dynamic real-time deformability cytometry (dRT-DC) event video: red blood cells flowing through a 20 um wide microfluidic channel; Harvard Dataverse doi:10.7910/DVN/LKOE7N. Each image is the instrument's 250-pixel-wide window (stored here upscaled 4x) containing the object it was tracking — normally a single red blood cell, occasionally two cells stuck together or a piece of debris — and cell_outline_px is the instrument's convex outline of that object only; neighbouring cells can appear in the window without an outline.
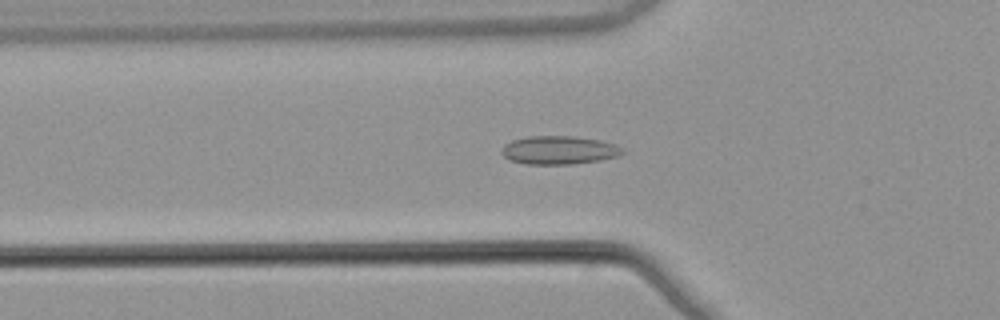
{"species": "common noctule bat (a hibernating species)", "species_latin": "Nyctalus noctula", "temperature_condition": "warm", "stored_images_in_passage": 54, "camera_frame_rate_fps": 3000, "um_per_image_px": 0.085, "animal": {"sex": "male", "body_mass_g": 21.5, "forearm_length_mm": 52.0}, "frame": {"image": 1, "passage_image": 19, "time_ms": 6.0, "image_size_px": [1000, 320], "cell_outline_px": [[628, 152], [620, 156], [600, 160], [572, 164], [524, 164], [508, 160], [500, 152], [504, 144], [512, 140], [528, 136], [572, 136], [600, 140], [624, 148]], "centroid_in_image_um": [47.52, 12.77], "position_along_channel_um": 78.3, "area_um2": 20.23}}
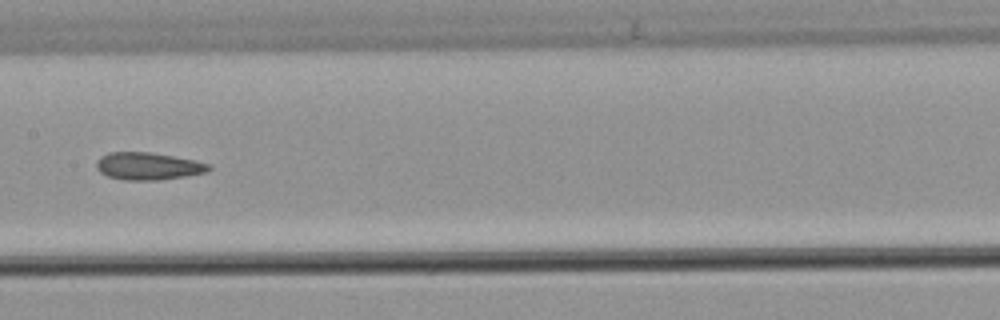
{"frame": {"image": 2, "passage_image": 28, "time_ms": 9.0, "image_size_px": [1000, 320], "cell_outline_px": [[212, 168], [208, 172], [160, 180], [124, 180], [108, 176], [100, 172], [96, 168], [96, 160], [100, 156], [108, 152], [148, 152], [196, 160], [212, 164]], "centroid_in_image_um": [12.6, 14.12], "position_along_channel_um": 194.8, "area_um2": 18.09}}
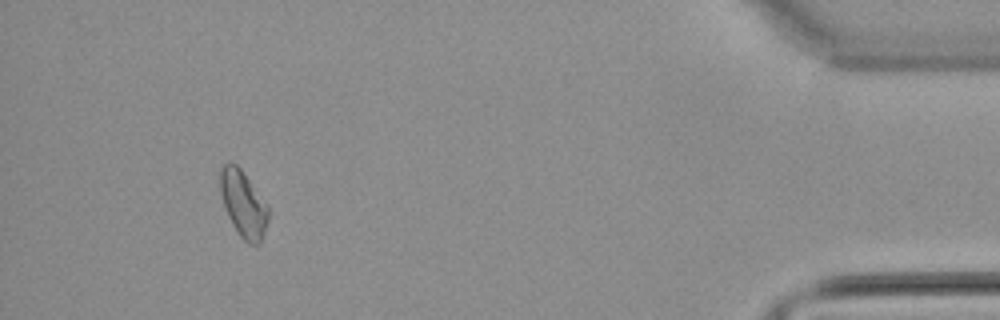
{"frame": {"image": 3, "passage_image": 50, "time_ms": 16.333, "image_size_px": [1000, 320], "cell_outline_px": [[268, 220], [260, 244], [248, 244], [240, 236], [232, 224], [224, 208], [220, 192], [220, 168], [224, 164], [236, 164], [240, 168], [268, 204]], "centroid_in_image_um": [20.68, 17.35], "position_along_channel_um": 414.5, "area_um2": 18.55}, "authors_computed_cell_mechanics": {"area_um2": 18.3515, "velocity_mm_per_s": 3.8683, "shape_relaxation_time_tau1_ms": null, "shape_relaxation_time_tau2_ms": 4.7854, "deformation_change_tau1": null, "deformation_change_tau2": 0.0964}}